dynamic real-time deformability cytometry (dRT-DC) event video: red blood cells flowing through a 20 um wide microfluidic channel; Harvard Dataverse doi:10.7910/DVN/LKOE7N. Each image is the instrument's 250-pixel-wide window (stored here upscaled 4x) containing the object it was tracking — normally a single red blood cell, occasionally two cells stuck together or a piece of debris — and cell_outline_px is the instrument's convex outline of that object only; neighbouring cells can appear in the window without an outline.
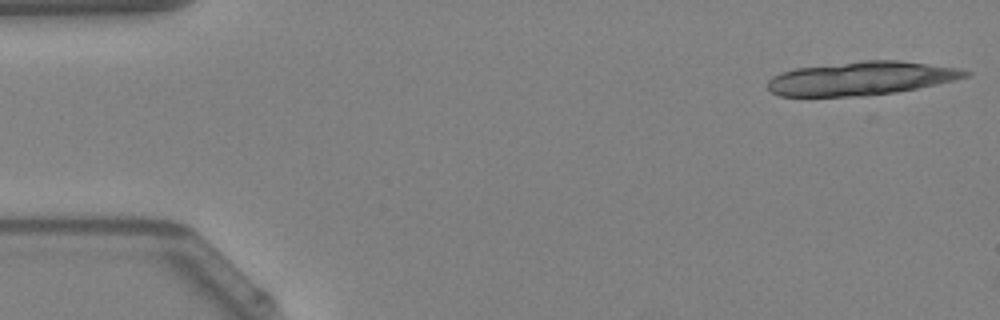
{"species": "Egyptian fruit bat (a non-hibernating species)", "species_latin": "Rousettus aegyptiacus", "temperature_condition": "warm", "stored_images_in_passage": 20, "camera_frame_rate_fps": 3000, "um_per_image_px": 0.085, "animal": {"sex": "female"}, "frame": {"image": 1, "passage_image": 1, "time_ms": 0.0, "image_size_px": [1000, 320], "cell_outline_px": [[972, 72], [968, 76], [936, 84], [896, 92], [864, 96], [780, 96], [772, 92], [768, 88], [768, 80], [772, 76], [780, 72], [796, 68], [864, 60], [896, 60], [960, 68]], "centroid_in_image_um": [73.18, 6.66], "position_along_channel_um": 11.8, "area_um2": 38.49}}